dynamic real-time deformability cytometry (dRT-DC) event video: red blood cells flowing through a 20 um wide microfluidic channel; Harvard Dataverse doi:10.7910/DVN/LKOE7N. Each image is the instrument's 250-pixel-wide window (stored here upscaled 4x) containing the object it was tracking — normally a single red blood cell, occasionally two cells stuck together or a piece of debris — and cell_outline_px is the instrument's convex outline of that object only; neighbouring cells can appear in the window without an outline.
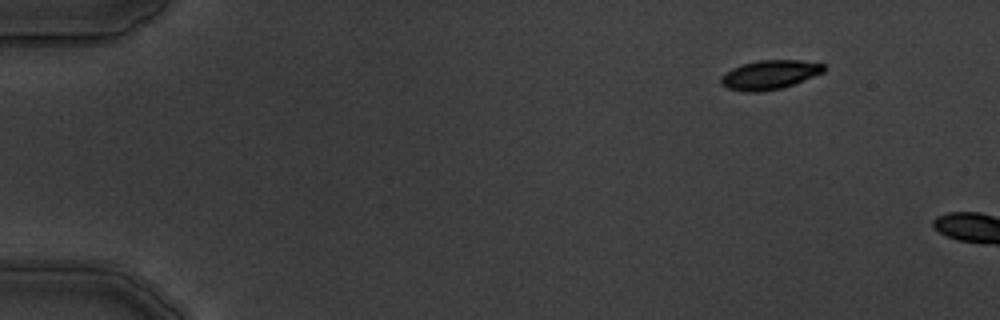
{"species": "common noctule bat (a hibernating species)", "species_latin": "Nyctalus noctula", "temperature_condition": "warm", "stored_images_in_passage": 2, "camera_frame_rate_fps": 3000, "um_per_image_px": 0.085, "animal": {"sex": "male", "body_mass_g": 19.5, "forearm_length_mm": 54.6}, "frame": {"image": 1, "passage_image": 1, "time_ms": 0.0, "image_size_px": [1000, 320], "cell_outline_px": [[828, 68], [824, 72], [792, 84], [780, 88], [760, 92], [744, 92], [728, 88], [720, 84], [720, 76], [724, 72], [732, 68], [756, 60], [800, 60], [828, 64]], "centroid_in_image_um": [65.42, 6.34], "position_along_channel_um": 19.6, "area_um2": 17.63}}